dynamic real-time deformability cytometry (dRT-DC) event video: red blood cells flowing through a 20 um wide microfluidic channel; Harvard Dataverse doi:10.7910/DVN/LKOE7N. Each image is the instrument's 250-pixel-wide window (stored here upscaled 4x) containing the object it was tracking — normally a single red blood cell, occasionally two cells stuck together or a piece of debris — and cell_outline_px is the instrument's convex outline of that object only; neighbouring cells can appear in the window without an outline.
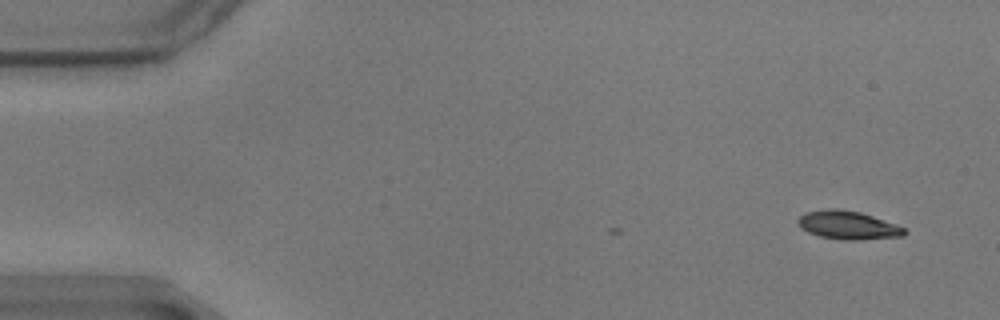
{"species": "common noctule bat (a hibernating species)", "species_latin": "Nyctalus noctula", "temperature_condition": "warm", "stored_images_in_passage": 4, "camera_frame_rate_fps": 3000, "um_per_image_px": 0.085, "animal": {"sex": "male", "body_mass_g": 17.9}, "frame": {"image": 1, "passage_image": 1, "time_ms": 0.0, "image_size_px": [1000, 320], "cell_outline_px": [[908, 232], [904, 236], [860, 240], [844, 240], [820, 236], [808, 232], [800, 228], [796, 220], [804, 212], [828, 208], [840, 208], [860, 212], [896, 224], [904, 228]], "centroid_in_image_um": [72.06, 19.13], "position_along_channel_um": 12.9, "area_um2": 17.8}}